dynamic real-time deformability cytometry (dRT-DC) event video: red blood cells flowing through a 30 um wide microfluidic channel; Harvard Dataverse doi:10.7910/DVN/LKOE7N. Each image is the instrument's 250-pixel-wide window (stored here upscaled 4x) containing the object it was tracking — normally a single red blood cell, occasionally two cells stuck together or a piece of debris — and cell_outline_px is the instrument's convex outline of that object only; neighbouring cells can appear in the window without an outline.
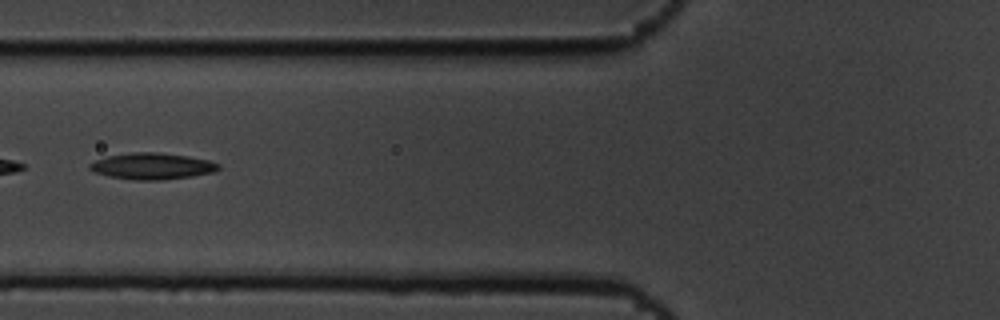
{"species": "common noctule bat (a hibernating species)", "species_latin": "Nyctalus noctula", "temperature_condition": "cold", "stored_images_in_passage": 9, "camera_frame_rate_fps": 3000, "um_per_image_px": 0.085, "animal": {"sex": "male", "body_mass_g": 19.5, "forearm_length_mm": 54.6}, "frame": {"image": 1, "passage_image": 6, "time_ms": 1.667, "image_size_px": [1000, 320], "cell_outline_px": [[220, 168], [212, 172], [192, 176], [160, 180], [136, 180], [108, 176], [96, 172], [88, 168], [88, 164], [96, 160], [108, 156], [132, 152], [156, 152], [188, 156], [208, 160], [220, 164]], "centroid_in_image_um": [12.92, 14.12], "position_along_channel_um": 112.9, "area_um2": 19.65}}
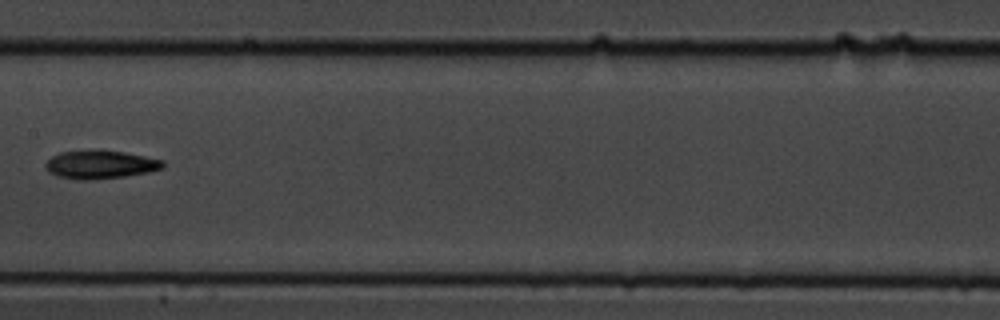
{"frame": {"image": 2, "passage_image": 8, "time_ms": 2.333, "image_size_px": [1000, 320], "cell_outline_px": [[164, 168], [148, 172], [124, 176], [88, 180], [76, 180], [56, 176], [48, 172], [44, 164], [52, 156], [60, 152], [92, 148], [96, 148], [124, 152], [164, 160]], "centroid_in_image_um": [8.49, 13.96], "position_along_channel_um": 198.9, "area_um2": 19.83}}
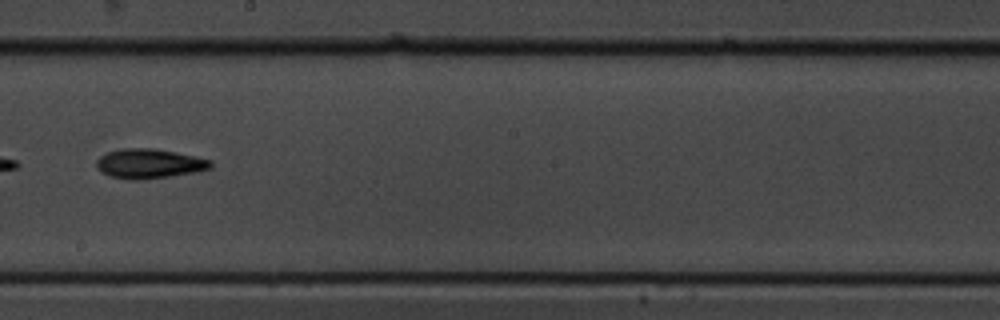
{"frame": {"image": 3, "passage_image": 9, "time_ms": 2.667, "image_size_px": [1000, 320], "cell_outline_px": [[212, 168], [200, 172], [140, 180], [128, 180], [108, 176], [100, 172], [96, 168], [96, 160], [100, 156], [108, 152], [120, 148], [152, 148], [176, 152], [212, 160]], "centroid_in_image_um": [12.67, 13.92], "position_along_channel_um": 235.5, "area_um2": 20.06}}